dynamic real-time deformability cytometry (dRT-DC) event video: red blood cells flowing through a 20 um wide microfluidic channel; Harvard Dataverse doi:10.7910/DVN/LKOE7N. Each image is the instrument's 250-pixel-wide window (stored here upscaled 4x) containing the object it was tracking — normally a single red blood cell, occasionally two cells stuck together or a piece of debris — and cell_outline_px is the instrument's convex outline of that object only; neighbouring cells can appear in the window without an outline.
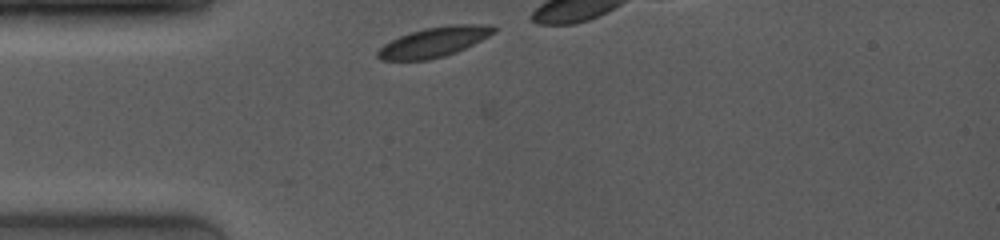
{"species": "common noctule bat (a hibernating species)", "species_latin": "Nyctalus noctula", "temperature_condition": "room temperature", "stored_images_in_passage": 7, "camera_frame_rate_fps": 4000, "um_per_image_px": 0.085, "animal": {"sex": "female", "body_mass_g": 19.0, "forearm_length_mm": 53.3}, "frame": {"image": 1, "passage_image": 1, "time_ms": 0.0, "image_size_px": [1000, 240], "cell_outline_px": [[500, 28], [496, 32], [456, 52], [444, 56], [428, 60], [380, 60], [376, 56], [376, 52], [384, 44], [400, 36], [424, 28], [448, 24], [492, 24]], "centroid_in_image_um": [36.93, 3.55], "position_along_channel_um": 48.1, "area_um2": 20.29}}